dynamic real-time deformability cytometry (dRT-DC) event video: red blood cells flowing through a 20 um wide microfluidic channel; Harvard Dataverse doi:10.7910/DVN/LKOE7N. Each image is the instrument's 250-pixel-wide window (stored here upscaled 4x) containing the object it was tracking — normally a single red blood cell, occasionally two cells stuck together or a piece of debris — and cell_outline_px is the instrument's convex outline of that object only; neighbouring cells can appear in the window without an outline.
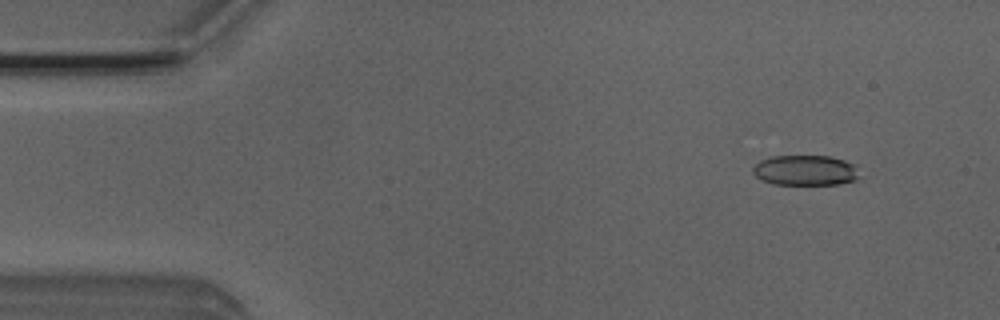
{"species": "Egyptian fruit bat (a non-hibernating species)", "species_latin": "Rousettus aegyptiacus", "temperature_condition": "room temperature", "stored_images_in_passage": 51, "camera_frame_rate_fps": 3000, "um_per_image_px": 0.085, "animal": {"sex": "male"}, "frame": {"image": 1, "passage_image": 5, "time_ms": 1.333, "image_size_px": [1000, 320], "cell_outline_px": [[860, 176], [856, 180], [840, 184], [772, 184], [760, 180], [752, 172], [752, 168], [760, 160], [772, 156], [828, 156], [844, 160], [856, 164]], "centroid_in_image_um": [68.47, 14.48], "position_along_channel_um": 16.5, "area_um2": 19.02}}
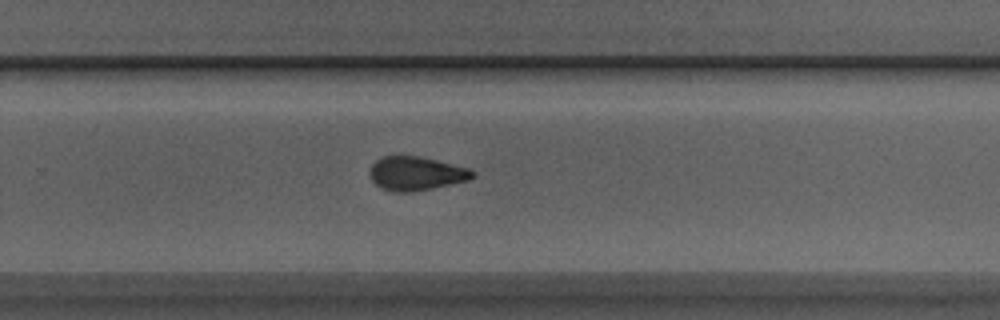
{"frame": {"image": 2, "passage_image": 33, "time_ms": 10.667, "image_size_px": [1000, 320], "cell_outline_px": [[476, 176], [468, 180], [432, 188], [408, 192], [396, 192], [380, 188], [372, 180], [368, 172], [372, 164], [376, 160], [384, 156], [416, 156], [436, 160], [468, 168], [476, 172]], "centroid_in_image_um": [35.35, 14.75], "position_along_channel_um": 294.5, "area_um2": 20.11}}
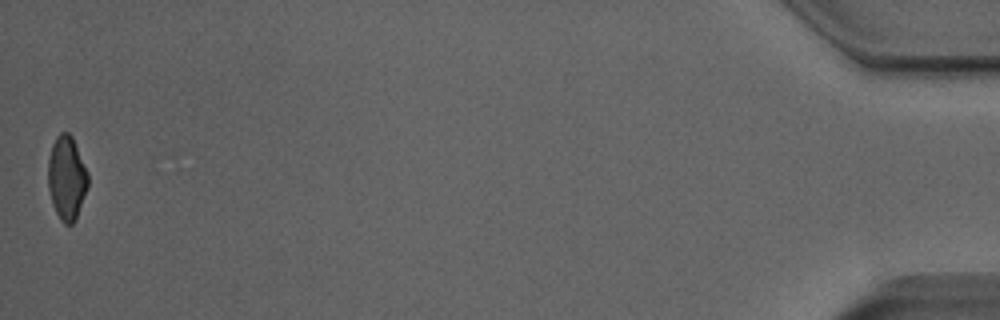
{"frame": {"image": 3, "passage_image": 51, "time_ms": 16.667, "image_size_px": [1000, 320], "cell_outline_px": [[88, 188], [76, 220], [72, 224], [64, 224], [60, 220], [52, 204], [48, 188], [48, 160], [52, 144], [56, 136], [60, 132], [68, 132], [72, 136], [88, 172]], "centroid_in_image_um": [5.67, 15.14], "position_along_channel_um": 429.5, "area_um2": 19.77}, "authors_computed_cell_mechanics": {"area_um2": 20.4034, "velocity_mm_per_s": 3.9674, "shape_relaxation_time_tau1_ms": null, "shape_relaxation_time_tau2_ms": 2.4887, "deformation_change_tau1": null, "deformation_change_tau2": 0.1045}}